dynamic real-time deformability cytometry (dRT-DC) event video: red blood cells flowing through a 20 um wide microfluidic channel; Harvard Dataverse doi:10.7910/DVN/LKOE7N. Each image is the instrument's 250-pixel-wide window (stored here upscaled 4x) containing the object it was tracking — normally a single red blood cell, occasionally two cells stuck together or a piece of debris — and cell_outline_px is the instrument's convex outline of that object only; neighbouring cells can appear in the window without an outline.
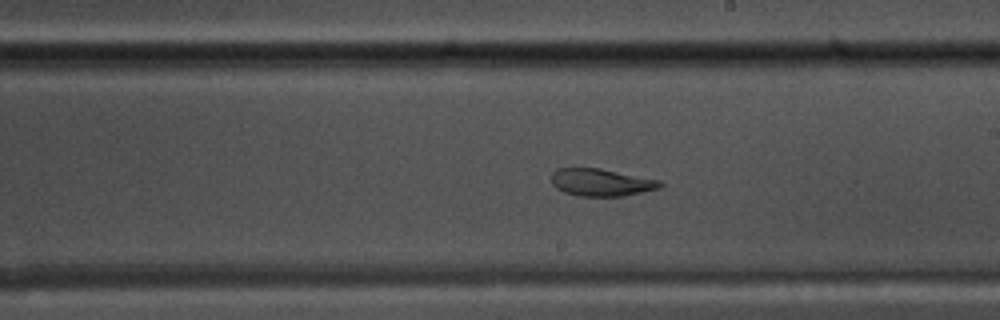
{"species": "common noctule bat (a hibernating species)", "species_latin": "Nyctalus noctula", "temperature_condition": "warm", "stored_images_in_passage": 47, "camera_frame_rate_fps": 3000, "um_per_image_px": 0.085, "animal": {"sex": "male", "body_mass_g": 17.5, "forearm_length_mm": 52.3}, "frame": {"image": 1, "passage_image": 24, "time_ms": 7.667, "image_size_px": [1000, 320], "cell_outline_px": [[664, 184], [660, 188], [624, 196], [580, 196], [564, 192], [556, 188], [552, 184], [552, 172], [556, 168], [600, 168], [660, 180]], "centroid_in_image_um": [51.1, 15.5], "position_along_channel_um": 237.9, "area_um2": 17.4}}
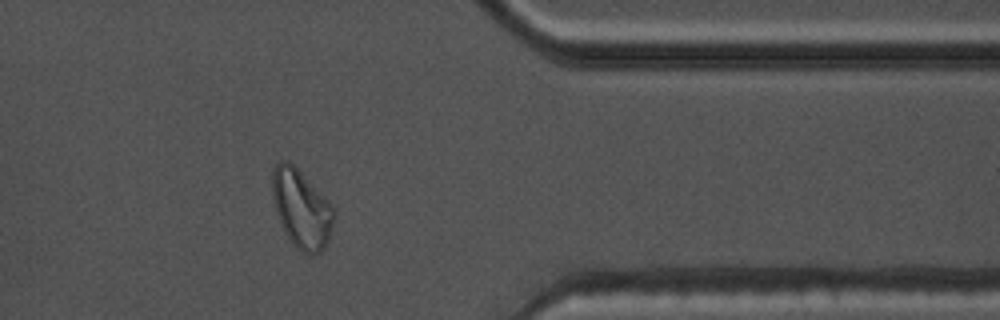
{"frame": {"image": 2, "passage_image": 37, "time_ms": 12.0, "image_size_px": [1000, 320], "cell_outline_px": [[336, 216], [328, 240], [324, 248], [320, 252], [312, 256], [308, 256], [284, 232], [276, 212], [272, 196], [272, 168], [280, 160], [288, 160], [328, 200], [336, 212]], "centroid_in_image_um": [25.63, 17.74], "position_along_channel_um": 385.8, "area_um2": 27.92}}
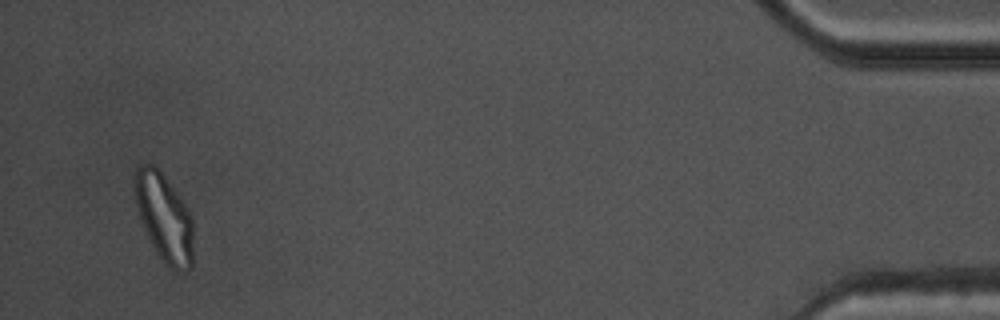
{"frame": {"image": 3, "passage_image": 45, "time_ms": 14.667, "image_size_px": [1000, 320], "cell_outline_px": [[192, 268], [188, 272], [176, 272], [164, 264], [156, 252], [144, 228], [136, 204], [132, 188], [132, 176], [136, 168], [140, 164], [156, 164], [176, 192], [184, 204], [192, 220]], "centroid_in_image_um": [13.92, 18.48], "position_along_channel_um": 421.3, "area_um2": 30.35}, "authors_computed_cell_mechanics": {"area_um2": 21.2126, "velocity_mm_per_s": 3.7451, "shape_relaxation_time_tau1_ms": null, "shape_relaxation_time_tau2_ms": 1.934, "deformation_change_tau1": null, "deformation_change_tau2": 0.0652}}